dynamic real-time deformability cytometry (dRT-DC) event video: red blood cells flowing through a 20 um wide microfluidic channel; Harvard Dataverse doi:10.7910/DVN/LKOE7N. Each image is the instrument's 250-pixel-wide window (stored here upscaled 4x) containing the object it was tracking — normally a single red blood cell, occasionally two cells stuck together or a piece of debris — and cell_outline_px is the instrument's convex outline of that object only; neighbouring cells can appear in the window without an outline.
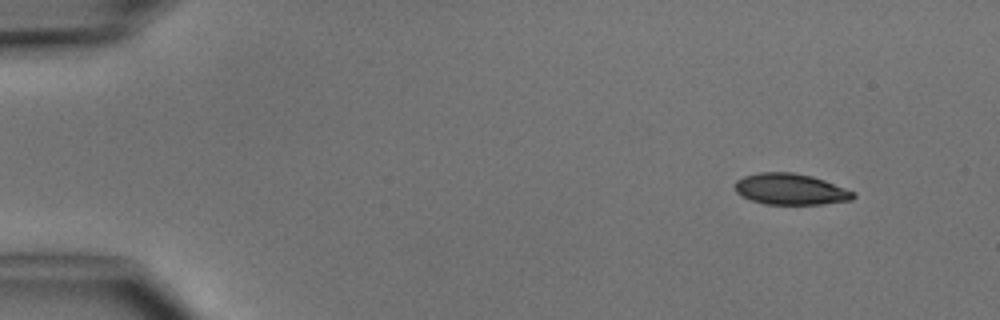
{"species": "common noctule bat (a hibernating species)", "species_latin": "Nyctalus noctula", "temperature_condition": "cold", "stored_images_in_passage": 5, "camera_frame_rate_fps": 3000, "um_per_image_px": 0.085, "animal": {"sex": "male", "body_mass_g": 15.6}, "frame": {"image": 1, "passage_image": 1, "time_ms": 0.0, "image_size_px": [1000, 320], "cell_outline_px": [[856, 196], [852, 200], [820, 204], [764, 204], [752, 200], [736, 192], [732, 184], [736, 180], [744, 176], [760, 172], [792, 172], [812, 176], [824, 180], [856, 192]], "centroid_in_image_um": [67.19, 16.07], "position_along_channel_um": 17.8, "area_um2": 21.56}}
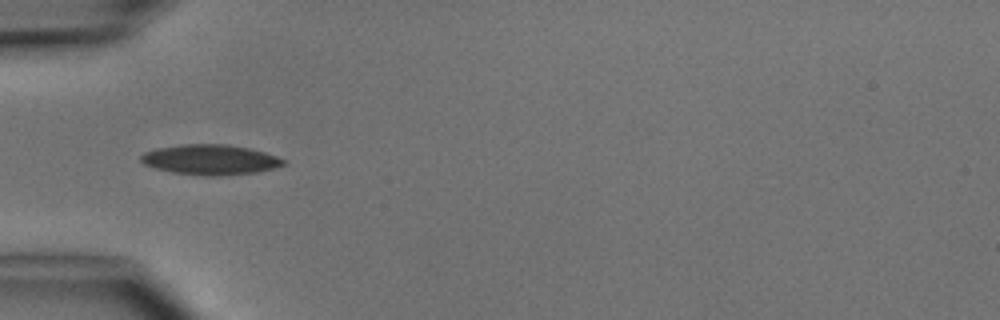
{"frame": {"image": 2, "passage_image": 4, "time_ms": 3.667, "image_size_px": [1000, 320], "cell_outline_px": [[288, 160], [284, 164], [272, 168], [256, 172], [220, 176], [208, 176], [172, 172], [156, 168], [144, 164], [140, 160], [140, 156], [144, 152], [156, 148], [180, 144], [228, 144], [248, 148], [264, 152]], "centroid_in_image_um": [17.86, 13.56], "position_along_channel_um": 67.1, "area_um2": 25.03}}